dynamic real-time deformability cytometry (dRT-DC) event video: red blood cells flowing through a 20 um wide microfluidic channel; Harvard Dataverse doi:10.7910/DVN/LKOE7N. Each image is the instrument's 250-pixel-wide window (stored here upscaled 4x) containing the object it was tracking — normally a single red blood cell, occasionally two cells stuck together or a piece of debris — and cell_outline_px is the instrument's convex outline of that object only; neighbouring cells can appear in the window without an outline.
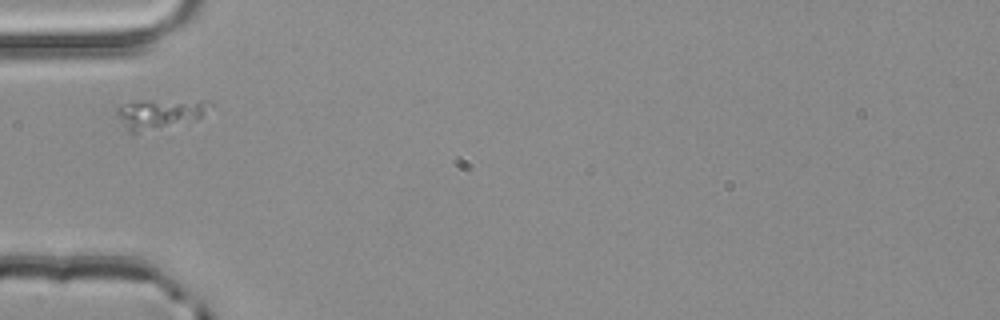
{"species": "common noctule bat (a hibernating species)", "species_latin": "Nyctalus noctula", "temperature_condition": "room temperature", "stored_images_in_passage": 1, "camera_frame_rate_fps": 3000, "um_per_image_px": 0.085, "animal": {"sex": "male", "body_mass_g": 20.4}, "frame": {"image": 1, "passage_image": 1, "time_ms": 0.0, "image_size_px": [1000, 320], "cell_outline_px": [[212, 104], [196, 120], [136, 136], [128, 132], [116, 116], [116, 108], [132, 100], [208, 100]], "centroid_in_image_um": [13.5, 9.71], "position_along_channel_um": 71.5, "area_um2": 17.05}}